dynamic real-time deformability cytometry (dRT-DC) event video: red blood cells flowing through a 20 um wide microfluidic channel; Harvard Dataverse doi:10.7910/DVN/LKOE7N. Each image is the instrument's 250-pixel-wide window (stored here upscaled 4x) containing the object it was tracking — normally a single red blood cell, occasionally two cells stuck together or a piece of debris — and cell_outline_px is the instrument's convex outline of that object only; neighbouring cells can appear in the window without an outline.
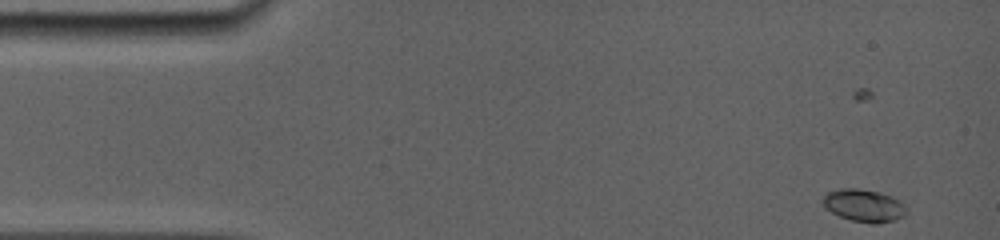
{"species": "common noctule bat (a hibernating species)", "species_latin": "Nyctalus noctula", "temperature_condition": "room temperature", "stored_images_in_passage": 84, "camera_frame_rate_fps": 5000, "um_per_image_px": 0.085, "animal": {"sex": "female", "body_mass_g": 19.0, "forearm_length_mm": 56.7}, "frame": {"image": 1, "passage_image": 1, "time_ms": 0.0, "image_size_px": [1000, 240], "cell_outline_px": [[908, 212], [904, 216], [896, 220], [876, 224], [872, 224], [852, 220], [840, 216], [824, 208], [820, 200], [828, 192], [840, 188], [856, 188], [880, 192], [892, 196], [900, 200], [904, 204]], "centroid_in_image_um": [73.44, 17.47], "position_along_channel_um": 11.6, "area_um2": 16.13}}
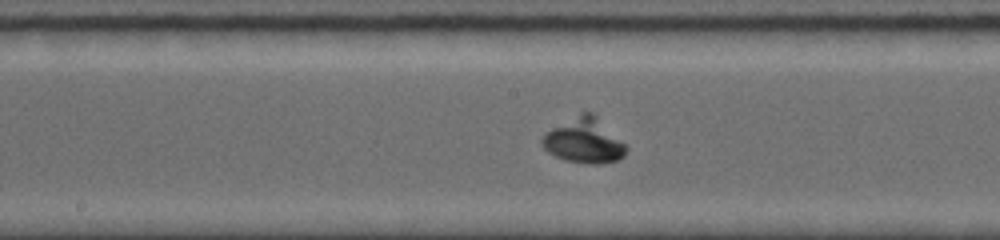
{"frame": {"image": 2, "passage_image": 47, "time_ms": 7.6, "image_size_px": [1000, 240], "cell_outline_px": [[628, 148], [624, 156], [620, 160], [596, 164], [588, 164], [564, 160], [548, 152], [540, 144], [540, 140], [544, 132], [580, 112], [592, 112]], "centroid_in_image_um": [49.6, 11.97], "position_along_channel_um": 198.6, "area_um2": 22.02}}
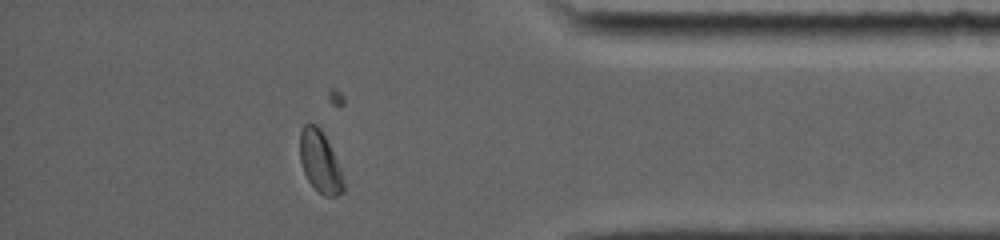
{"frame": {"image": 3, "passage_image": 78, "time_ms": 13.4, "image_size_px": [1000, 240], "cell_outline_px": [[344, 192], [336, 196], [324, 196], [308, 180], [304, 172], [300, 160], [300, 132], [304, 124], [316, 124], [320, 128], [340, 168], [344, 180]], "centroid_in_image_um": [27.2, 13.77], "position_along_channel_um": 408.0, "area_um2": 15.32}}